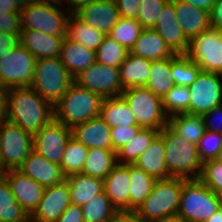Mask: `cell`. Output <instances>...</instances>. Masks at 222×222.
I'll list each match as a JSON object with an SVG mask.
<instances>
[{"mask_svg": "<svg viewBox=\"0 0 222 222\" xmlns=\"http://www.w3.org/2000/svg\"><path fill=\"white\" fill-rule=\"evenodd\" d=\"M215 160L222 163V150L217 154Z\"/></svg>", "mask_w": 222, "mask_h": 222, "instance_id": "obj_61", "label": "cell"}, {"mask_svg": "<svg viewBox=\"0 0 222 222\" xmlns=\"http://www.w3.org/2000/svg\"><path fill=\"white\" fill-rule=\"evenodd\" d=\"M129 105L136 122L142 128L162 130L168 125V116L163 109L162 98L154 95L145 86L125 89L121 95Z\"/></svg>", "mask_w": 222, "mask_h": 222, "instance_id": "obj_8", "label": "cell"}, {"mask_svg": "<svg viewBox=\"0 0 222 222\" xmlns=\"http://www.w3.org/2000/svg\"><path fill=\"white\" fill-rule=\"evenodd\" d=\"M84 222H113L118 211L104 190L81 206Z\"/></svg>", "mask_w": 222, "mask_h": 222, "instance_id": "obj_36", "label": "cell"}, {"mask_svg": "<svg viewBox=\"0 0 222 222\" xmlns=\"http://www.w3.org/2000/svg\"><path fill=\"white\" fill-rule=\"evenodd\" d=\"M142 30V26L136 19L120 17L108 36L130 52Z\"/></svg>", "mask_w": 222, "mask_h": 222, "instance_id": "obj_40", "label": "cell"}, {"mask_svg": "<svg viewBox=\"0 0 222 222\" xmlns=\"http://www.w3.org/2000/svg\"><path fill=\"white\" fill-rule=\"evenodd\" d=\"M134 164L156 180L170 178L165 163V144L160 133Z\"/></svg>", "mask_w": 222, "mask_h": 222, "instance_id": "obj_25", "label": "cell"}, {"mask_svg": "<svg viewBox=\"0 0 222 222\" xmlns=\"http://www.w3.org/2000/svg\"><path fill=\"white\" fill-rule=\"evenodd\" d=\"M130 176V211H136L152 192L157 181L135 164H129Z\"/></svg>", "mask_w": 222, "mask_h": 222, "instance_id": "obj_34", "label": "cell"}, {"mask_svg": "<svg viewBox=\"0 0 222 222\" xmlns=\"http://www.w3.org/2000/svg\"><path fill=\"white\" fill-rule=\"evenodd\" d=\"M197 148L202 163L215 159L222 150V134L205 130L197 144Z\"/></svg>", "mask_w": 222, "mask_h": 222, "instance_id": "obj_45", "label": "cell"}, {"mask_svg": "<svg viewBox=\"0 0 222 222\" xmlns=\"http://www.w3.org/2000/svg\"><path fill=\"white\" fill-rule=\"evenodd\" d=\"M29 0H0V10H7V13H20L28 4Z\"/></svg>", "mask_w": 222, "mask_h": 222, "instance_id": "obj_53", "label": "cell"}, {"mask_svg": "<svg viewBox=\"0 0 222 222\" xmlns=\"http://www.w3.org/2000/svg\"><path fill=\"white\" fill-rule=\"evenodd\" d=\"M113 222H148L136 211H118Z\"/></svg>", "mask_w": 222, "mask_h": 222, "instance_id": "obj_54", "label": "cell"}, {"mask_svg": "<svg viewBox=\"0 0 222 222\" xmlns=\"http://www.w3.org/2000/svg\"><path fill=\"white\" fill-rule=\"evenodd\" d=\"M65 37L45 34L33 29H22L19 43L37 60L60 58Z\"/></svg>", "mask_w": 222, "mask_h": 222, "instance_id": "obj_21", "label": "cell"}, {"mask_svg": "<svg viewBox=\"0 0 222 222\" xmlns=\"http://www.w3.org/2000/svg\"><path fill=\"white\" fill-rule=\"evenodd\" d=\"M168 125L184 140L197 145L205 132L201 115L180 113L169 117Z\"/></svg>", "mask_w": 222, "mask_h": 222, "instance_id": "obj_32", "label": "cell"}, {"mask_svg": "<svg viewBox=\"0 0 222 222\" xmlns=\"http://www.w3.org/2000/svg\"><path fill=\"white\" fill-rule=\"evenodd\" d=\"M65 181L69 185L71 203L78 206L86 204L104 190L103 180L81 173L69 175L65 177Z\"/></svg>", "mask_w": 222, "mask_h": 222, "instance_id": "obj_28", "label": "cell"}, {"mask_svg": "<svg viewBox=\"0 0 222 222\" xmlns=\"http://www.w3.org/2000/svg\"><path fill=\"white\" fill-rule=\"evenodd\" d=\"M74 82L102 98L121 96L123 93L119 68L94 62L74 78Z\"/></svg>", "mask_w": 222, "mask_h": 222, "instance_id": "obj_13", "label": "cell"}, {"mask_svg": "<svg viewBox=\"0 0 222 222\" xmlns=\"http://www.w3.org/2000/svg\"><path fill=\"white\" fill-rule=\"evenodd\" d=\"M176 20L186 38L191 41L210 28L209 12L180 0H174Z\"/></svg>", "mask_w": 222, "mask_h": 222, "instance_id": "obj_23", "label": "cell"}, {"mask_svg": "<svg viewBox=\"0 0 222 222\" xmlns=\"http://www.w3.org/2000/svg\"><path fill=\"white\" fill-rule=\"evenodd\" d=\"M36 60L25 47L18 43L0 59V87L7 90L31 86Z\"/></svg>", "mask_w": 222, "mask_h": 222, "instance_id": "obj_10", "label": "cell"}, {"mask_svg": "<svg viewBox=\"0 0 222 222\" xmlns=\"http://www.w3.org/2000/svg\"><path fill=\"white\" fill-rule=\"evenodd\" d=\"M186 55L201 71L222 75V43L219 30L212 27L195 36L189 44Z\"/></svg>", "mask_w": 222, "mask_h": 222, "instance_id": "obj_12", "label": "cell"}, {"mask_svg": "<svg viewBox=\"0 0 222 222\" xmlns=\"http://www.w3.org/2000/svg\"><path fill=\"white\" fill-rule=\"evenodd\" d=\"M160 130L141 128L137 136L116 152L118 164H134L140 155L150 146Z\"/></svg>", "mask_w": 222, "mask_h": 222, "instance_id": "obj_35", "label": "cell"}, {"mask_svg": "<svg viewBox=\"0 0 222 222\" xmlns=\"http://www.w3.org/2000/svg\"><path fill=\"white\" fill-rule=\"evenodd\" d=\"M130 53L150 61L168 59L175 55L153 28L142 30Z\"/></svg>", "mask_w": 222, "mask_h": 222, "instance_id": "obj_24", "label": "cell"}, {"mask_svg": "<svg viewBox=\"0 0 222 222\" xmlns=\"http://www.w3.org/2000/svg\"><path fill=\"white\" fill-rule=\"evenodd\" d=\"M182 193V178L170 177L157 180L152 192L136 212L145 220L174 215L178 213Z\"/></svg>", "mask_w": 222, "mask_h": 222, "instance_id": "obj_6", "label": "cell"}, {"mask_svg": "<svg viewBox=\"0 0 222 222\" xmlns=\"http://www.w3.org/2000/svg\"><path fill=\"white\" fill-rule=\"evenodd\" d=\"M72 136L71 128L54 118L33 135V150L48 161L61 164L65 146Z\"/></svg>", "mask_w": 222, "mask_h": 222, "instance_id": "obj_14", "label": "cell"}, {"mask_svg": "<svg viewBox=\"0 0 222 222\" xmlns=\"http://www.w3.org/2000/svg\"><path fill=\"white\" fill-rule=\"evenodd\" d=\"M117 164L114 150L90 148L81 174L104 180Z\"/></svg>", "mask_w": 222, "mask_h": 222, "instance_id": "obj_30", "label": "cell"}, {"mask_svg": "<svg viewBox=\"0 0 222 222\" xmlns=\"http://www.w3.org/2000/svg\"><path fill=\"white\" fill-rule=\"evenodd\" d=\"M28 217L17 203L7 178L0 173V222H25Z\"/></svg>", "mask_w": 222, "mask_h": 222, "instance_id": "obj_37", "label": "cell"}, {"mask_svg": "<svg viewBox=\"0 0 222 222\" xmlns=\"http://www.w3.org/2000/svg\"><path fill=\"white\" fill-rule=\"evenodd\" d=\"M73 82L74 78L60 58H45L36 60L30 87L54 107Z\"/></svg>", "mask_w": 222, "mask_h": 222, "instance_id": "obj_5", "label": "cell"}, {"mask_svg": "<svg viewBox=\"0 0 222 222\" xmlns=\"http://www.w3.org/2000/svg\"><path fill=\"white\" fill-rule=\"evenodd\" d=\"M205 222H222V206Z\"/></svg>", "mask_w": 222, "mask_h": 222, "instance_id": "obj_59", "label": "cell"}, {"mask_svg": "<svg viewBox=\"0 0 222 222\" xmlns=\"http://www.w3.org/2000/svg\"><path fill=\"white\" fill-rule=\"evenodd\" d=\"M153 29L159 33L175 54L187 53L190 41L186 38L176 20L174 0H169L164 5Z\"/></svg>", "mask_w": 222, "mask_h": 222, "instance_id": "obj_17", "label": "cell"}, {"mask_svg": "<svg viewBox=\"0 0 222 222\" xmlns=\"http://www.w3.org/2000/svg\"><path fill=\"white\" fill-rule=\"evenodd\" d=\"M160 134L165 144V163L170 177L199 179L202 162L197 145L184 140L169 125Z\"/></svg>", "mask_w": 222, "mask_h": 222, "instance_id": "obj_2", "label": "cell"}, {"mask_svg": "<svg viewBox=\"0 0 222 222\" xmlns=\"http://www.w3.org/2000/svg\"><path fill=\"white\" fill-rule=\"evenodd\" d=\"M7 120L6 90L0 87V126Z\"/></svg>", "mask_w": 222, "mask_h": 222, "instance_id": "obj_56", "label": "cell"}, {"mask_svg": "<svg viewBox=\"0 0 222 222\" xmlns=\"http://www.w3.org/2000/svg\"><path fill=\"white\" fill-rule=\"evenodd\" d=\"M149 222H185V221L177 214H174L169 216H163Z\"/></svg>", "mask_w": 222, "mask_h": 222, "instance_id": "obj_58", "label": "cell"}, {"mask_svg": "<svg viewBox=\"0 0 222 222\" xmlns=\"http://www.w3.org/2000/svg\"><path fill=\"white\" fill-rule=\"evenodd\" d=\"M60 60L70 75L75 78L96 61V54L94 51L65 37Z\"/></svg>", "mask_w": 222, "mask_h": 222, "instance_id": "obj_26", "label": "cell"}, {"mask_svg": "<svg viewBox=\"0 0 222 222\" xmlns=\"http://www.w3.org/2000/svg\"><path fill=\"white\" fill-rule=\"evenodd\" d=\"M7 118L34 135L54 118L53 106L32 87L6 90Z\"/></svg>", "mask_w": 222, "mask_h": 222, "instance_id": "obj_1", "label": "cell"}, {"mask_svg": "<svg viewBox=\"0 0 222 222\" xmlns=\"http://www.w3.org/2000/svg\"><path fill=\"white\" fill-rule=\"evenodd\" d=\"M33 147L31 133L11 121H5L0 126V173L18 169Z\"/></svg>", "mask_w": 222, "mask_h": 222, "instance_id": "obj_9", "label": "cell"}, {"mask_svg": "<svg viewBox=\"0 0 222 222\" xmlns=\"http://www.w3.org/2000/svg\"><path fill=\"white\" fill-rule=\"evenodd\" d=\"M128 53L129 51L123 45L106 35L95 52L96 62L119 68Z\"/></svg>", "mask_w": 222, "mask_h": 222, "instance_id": "obj_41", "label": "cell"}, {"mask_svg": "<svg viewBox=\"0 0 222 222\" xmlns=\"http://www.w3.org/2000/svg\"><path fill=\"white\" fill-rule=\"evenodd\" d=\"M201 68L186 54L171 57V74L175 85L189 87L200 73Z\"/></svg>", "mask_w": 222, "mask_h": 222, "instance_id": "obj_39", "label": "cell"}, {"mask_svg": "<svg viewBox=\"0 0 222 222\" xmlns=\"http://www.w3.org/2000/svg\"><path fill=\"white\" fill-rule=\"evenodd\" d=\"M88 148L78 142L72 136L67 141L63 158L61 161V169L65 177L82 172L85 161L87 159Z\"/></svg>", "mask_w": 222, "mask_h": 222, "instance_id": "obj_38", "label": "cell"}, {"mask_svg": "<svg viewBox=\"0 0 222 222\" xmlns=\"http://www.w3.org/2000/svg\"><path fill=\"white\" fill-rule=\"evenodd\" d=\"M62 5H50L29 0L21 10L22 29H33L49 35L66 37L71 13ZM66 10V11H65Z\"/></svg>", "mask_w": 222, "mask_h": 222, "instance_id": "obj_7", "label": "cell"}, {"mask_svg": "<svg viewBox=\"0 0 222 222\" xmlns=\"http://www.w3.org/2000/svg\"><path fill=\"white\" fill-rule=\"evenodd\" d=\"M222 206V198L200 179H183L177 215L185 222H205Z\"/></svg>", "mask_w": 222, "mask_h": 222, "instance_id": "obj_4", "label": "cell"}, {"mask_svg": "<svg viewBox=\"0 0 222 222\" xmlns=\"http://www.w3.org/2000/svg\"><path fill=\"white\" fill-rule=\"evenodd\" d=\"M106 35L94 29L81 20L76 14H71L66 38L70 41L79 43L84 47L96 52Z\"/></svg>", "mask_w": 222, "mask_h": 222, "instance_id": "obj_31", "label": "cell"}, {"mask_svg": "<svg viewBox=\"0 0 222 222\" xmlns=\"http://www.w3.org/2000/svg\"><path fill=\"white\" fill-rule=\"evenodd\" d=\"M162 102L163 109L168 118L180 113L189 114V88L185 86L174 85L162 99Z\"/></svg>", "mask_w": 222, "mask_h": 222, "instance_id": "obj_42", "label": "cell"}, {"mask_svg": "<svg viewBox=\"0 0 222 222\" xmlns=\"http://www.w3.org/2000/svg\"><path fill=\"white\" fill-rule=\"evenodd\" d=\"M202 118L204 121L205 130L222 134V105H219L211 109L208 113L203 114Z\"/></svg>", "mask_w": 222, "mask_h": 222, "instance_id": "obj_48", "label": "cell"}, {"mask_svg": "<svg viewBox=\"0 0 222 222\" xmlns=\"http://www.w3.org/2000/svg\"><path fill=\"white\" fill-rule=\"evenodd\" d=\"M55 222H84L81 206L71 203Z\"/></svg>", "mask_w": 222, "mask_h": 222, "instance_id": "obj_50", "label": "cell"}, {"mask_svg": "<svg viewBox=\"0 0 222 222\" xmlns=\"http://www.w3.org/2000/svg\"><path fill=\"white\" fill-rule=\"evenodd\" d=\"M25 222H41V221H38V220H35L34 218H32L31 216H29Z\"/></svg>", "mask_w": 222, "mask_h": 222, "instance_id": "obj_62", "label": "cell"}, {"mask_svg": "<svg viewBox=\"0 0 222 222\" xmlns=\"http://www.w3.org/2000/svg\"><path fill=\"white\" fill-rule=\"evenodd\" d=\"M120 17L137 19L141 0H114Z\"/></svg>", "mask_w": 222, "mask_h": 222, "instance_id": "obj_49", "label": "cell"}, {"mask_svg": "<svg viewBox=\"0 0 222 222\" xmlns=\"http://www.w3.org/2000/svg\"><path fill=\"white\" fill-rule=\"evenodd\" d=\"M2 174L7 178L17 203L30 216L42 199L45 187L18 169L7 170Z\"/></svg>", "mask_w": 222, "mask_h": 222, "instance_id": "obj_15", "label": "cell"}, {"mask_svg": "<svg viewBox=\"0 0 222 222\" xmlns=\"http://www.w3.org/2000/svg\"><path fill=\"white\" fill-rule=\"evenodd\" d=\"M180 1L186 2L198 8L205 9L208 12L211 11V8L213 7V4L215 2V0H180Z\"/></svg>", "mask_w": 222, "mask_h": 222, "instance_id": "obj_57", "label": "cell"}, {"mask_svg": "<svg viewBox=\"0 0 222 222\" xmlns=\"http://www.w3.org/2000/svg\"><path fill=\"white\" fill-rule=\"evenodd\" d=\"M210 16V26L214 29H222V0H215L211 11L209 12Z\"/></svg>", "mask_w": 222, "mask_h": 222, "instance_id": "obj_52", "label": "cell"}, {"mask_svg": "<svg viewBox=\"0 0 222 222\" xmlns=\"http://www.w3.org/2000/svg\"><path fill=\"white\" fill-rule=\"evenodd\" d=\"M169 0H141L137 21L143 29L154 28L160 12Z\"/></svg>", "mask_w": 222, "mask_h": 222, "instance_id": "obj_43", "label": "cell"}, {"mask_svg": "<svg viewBox=\"0 0 222 222\" xmlns=\"http://www.w3.org/2000/svg\"><path fill=\"white\" fill-rule=\"evenodd\" d=\"M103 98L73 82L66 94L53 107L54 119L73 128L100 116Z\"/></svg>", "mask_w": 222, "mask_h": 222, "instance_id": "obj_3", "label": "cell"}, {"mask_svg": "<svg viewBox=\"0 0 222 222\" xmlns=\"http://www.w3.org/2000/svg\"><path fill=\"white\" fill-rule=\"evenodd\" d=\"M199 179L222 198V163L215 159L204 162Z\"/></svg>", "mask_w": 222, "mask_h": 222, "instance_id": "obj_44", "label": "cell"}, {"mask_svg": "<svg viewBox=\"0 0 222 222\" xmlns=\"http://www.w3.org/2000/svg\"><path fill=\"white\" fill-rule=\"evenodd\" d=\"M129 164H117L103 180L104 192L117 211H130Z\"/></svg>", "mask_w": 222, "mask_h": 222, "instance_id": "obj_20", "label": "cell"}, {"mask_svg": "<svg viewBox=\"0 0 222 222\" xmlns=\"http://www.w3.org/2000/svg\"><path fill=\"white\" fill-rule=\"evenodd\" d=\"M70 204L69 185L64 180L45 187L42 199L30 216L41 222H55Z\"/></svg>", "mask_w": 222, "mask_h": 222, "instance_id": "obj_16", "label": "cell"}, {"mask_svg": "<svg viewBox=\"0 0 222 222\" xmlns=\"http://www.w3.org/2000/svg\"><path fill=\"white\" fill-rule=\"evenodd\" d=\"M219 39H220V42L222 43V29L219 30Z\"/></svg>", "mask_w": 222, "mask_h": 222, "instance_id": "obj_63", "label": "cell"}, {"mask_svg": "<svg viewBox=\"0 0 222 222\" xmlns=\"http://www.w3.org/2000/svg\"><path fill=\"white\" fill-rule=\"evenodd\" d=\"M141 128L142 127L139 125L112 127L111 141H112L113 150L117 152L124 145L130 143V141L137 136Z\"/></svg>", "mask_w": 222, "mask_h": 222, "instance_id": "obj_46", "label": "cell"}, {"mask_svg": "<svg viewBox=\"0 0 222 222\" xmlns=\"http://www.w3.org/2000/svg\"><path fill=\"white\" fill-rule=\"evenodd\" d=\"M87 25L109 35L120 16L114 0H92L75 13Z\"/></svg>", "mask_w": 222, "mask_h": 222, "instance_id": "obj_18", "label": "cell"}, {"mask_svg": "<svg viewBox=\"0 0 222 222\" xmlns=\"http://www.w3.org/2000/svg\"><path fill=\"white\" fill-rule=\"evenodd\" d=\"M92 0H62V2L65 4H69L70 8H67L66 10L69 11L71 14H75L77 11H79L82 7L88 5Z\"/></svg>", "mask_w": 222, "mask_h": 222, "instance_id": "obj_55", "label": "cell"}, {"mask_svg": "<svg viewBox=\"0 0 222 222\" xmlns=\"http://www.w3.org/2000/svg\"><path fill=\"white\" fill-rule=\"evenodd\" d=\"M18 170L44 187L53 186L65 180L59 164L48 161L34 150L30 152Z\"/></svg>", "mask_w": 222, "mask_h": 222, "instance_id": "obj_19", "label": "cell"}, {"mask_svg": "<svg viewBox=\"0 0 222 222\" xmlns=\"http://www.w3.org/2000/svg\"><path fill=\"white\" fill-rule=\"evenodd\" d=\"M19 43V38L0 32V59L5 57Z\"/></svg>", "mask_w": 222, "mask_h": 222, "instance_id": "obj_51", "label": "cell"}, {"mask_svg": "<svg viewBox=\"0 0 222 222\" xmlns=\"http://www.w3.org/2000/svg\"><path fill=\"white\" fill-rule=\"evenodd\" d=\"M0 32L19 38L22 32L20 13H7V10H0Z\"/></svg>", "mask_w": 222, "mask_h": 222, "instance_id": "obj_47", "label": "cell"}, {"mask_svg": "<svg viewBox=\"0 0 222 222\" xmlns=\"http://www.w3.org/2000/svg\"><path fill=\"white\" fill-rule=\"evenodd\" d=\"M189 114L203 115L222 104V75L200 71L188 87Z\"/></svg>", "mask_w": 222, "mask_h": 222, "instance_id": "obj_11", "label": "cell"}, {"mask_svg": "<svg viewBox=\"0 0 222 222\" xmlns=\"http://www.w3.org/2000/svg\"><path fill=\"white\" fill-rule=\"evenodd\" d=\"M150 69V60L138 57L129 52L119 67L123 90L131 87L145 86L148 82Z\"/></svg>", "mask_w": 222, "mask_h": 222, "instance_id": "obj_27", "label": "cell"}, {"mask_svg": "<svg viewBox=\"0 0 222 222\" xmlns=\"http://www.w3.org/2000/svg\"><path fill=\"white\" fill-rule=\"evenodd\" d=\"M100 117L111 128L138 125L134 114L122 96L103 98Z\"/></svg>", "mask_w": 222, "mask_h": 222, "instance_id": "obj_29", "label": "cell"}, {"mask_svg": "<svg viewBox=\"0 0 222 222\" xmlns=\"http://www.w3.org/2000/svg\"><path fill=\"white\" fill-rule=\"evenodd\" d=\"M71 131L72 137L88 149L102 148L113 150L111 127L100 116L74 126Z\"/></svg>", "mask_w": 222, "mask_h": 222, "instance_id": "obj_22", "label": "cell"}, {"mask_svg": "<svg viewBox=\"0 0 222 222\" xmlns=\"http://www.w3.org/2000/svg\"><path fill=\"white\" fill-rule=\"evenodd\" d=\"M174 85V78L171 74V58L151 61L149 78L145 87L163 99Z\"/></svg>", "mask_w": 222, "mask_h": 222, "instance_id": "obj_33", "label": "cell"}, {"mask_svg": "<svg viewBox=\"0 0 222 222\" xmlns=\"http://www.w3.org/2000/svg\"><path fill=\"white\" fill-rule=\"evenodd\" d=\"M34 2H40L43 4H50V5H63L62 0H31Z\"/></svg>", "mask_w": 222, "mask_h": 222, "instance_id": "obj_60", "label": "cell"}]
</instances>
